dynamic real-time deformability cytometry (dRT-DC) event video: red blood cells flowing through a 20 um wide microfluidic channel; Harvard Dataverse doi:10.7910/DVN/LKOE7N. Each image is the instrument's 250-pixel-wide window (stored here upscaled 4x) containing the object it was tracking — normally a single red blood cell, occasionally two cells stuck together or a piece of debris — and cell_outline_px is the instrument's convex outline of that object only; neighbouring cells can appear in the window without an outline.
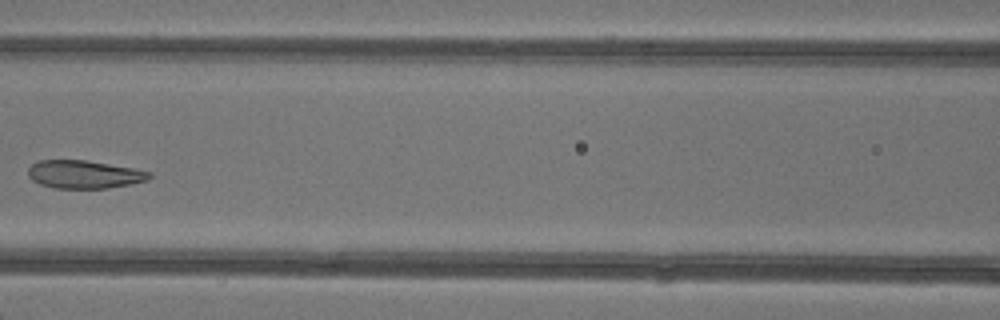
{"species": "common noctule bat (a hibernating species)", "species_latin": "Nyctalus noctula", "temperature_condition": "warm", "stored_images_in_passage": 7, "camera_frame_rate_fps": 3000, "um_per_image_px": 0.085, "animal": {"sex": "female"}, "frame": {"image": 1, "passage_image": 6, "time_ms": 6.0, "image_size_px": [1000, 320], "cell_outline_px": [[152, 176], [148, 180], [132, 184], [108, 188], [56, 188], [40, 184], [32, 180], [28, 176], [28, 168], [32, 164], [40, 160], [84, 160], [132, 168], [152, 172]], "centroid_in_image_um": [7.16, 14.83], "position_along_channel_um": 159.4, "area_um2": 19.77}}
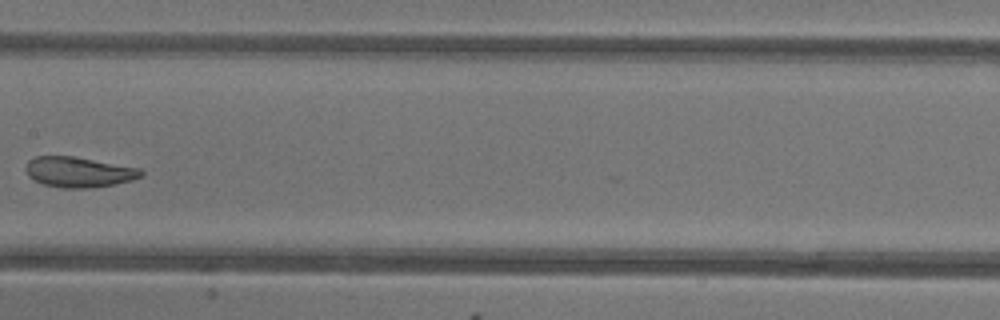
{"frame": {"image": 2, "passage_image": 7, "time_ms": 7.0, "image_size_px": [1000, 320], "cell_outline_px": [[144, 172], [140, 176], [132, 180], [112, 184], [88, 188], [64, 188], [44, 184], [28, 176], [24, 168], [28, 160], [36, 156], [72, 156], [140, 168]], "centroid_in_image_um": [6.66, 14.61], "position_along_channel_um": 200.7, "area_um2": 20.17}}